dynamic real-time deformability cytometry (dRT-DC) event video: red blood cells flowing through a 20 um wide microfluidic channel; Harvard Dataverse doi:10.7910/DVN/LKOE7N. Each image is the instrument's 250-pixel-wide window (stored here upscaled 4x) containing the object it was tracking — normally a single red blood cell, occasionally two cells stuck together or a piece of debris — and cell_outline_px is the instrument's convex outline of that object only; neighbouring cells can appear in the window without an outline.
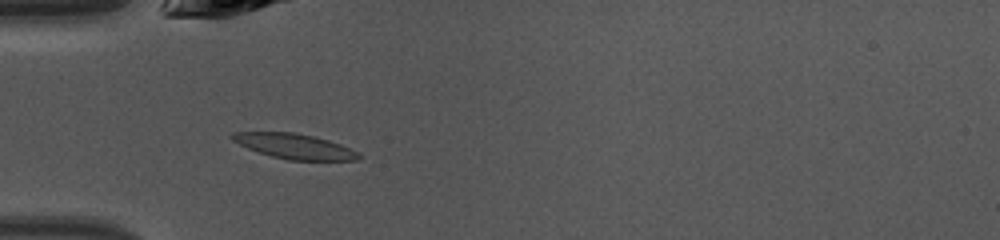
{"species": "common noctule bat (a hibernating species)", "species_latin": "Nyctalus noctula", "temperature_condition": "warm", "stored_images_in_passage": 47, "camera_frame_rate_fps": 3000, "um_per_image_px": 0.085, "animal": {"sex": "female", "body_mass_g": 10.0, "forearm_length_mm": 53.1}, "frame": {"image": 1, "passage_image": 15, "time_ms": 4.667, "image_size_px": [1000, 240], "cell_outline_px": [[360, 156], [356, 160], [288, 160], [272, 156], [248, 148], [232, 140], [228, 136], [232, 132], [292, 132], [316, 136], [340, 144], [360, 152]], "centroid_in_image_um": [25.03, 12.42], "position_along_channel_um": 60.0, "area_um2": 18.44}}
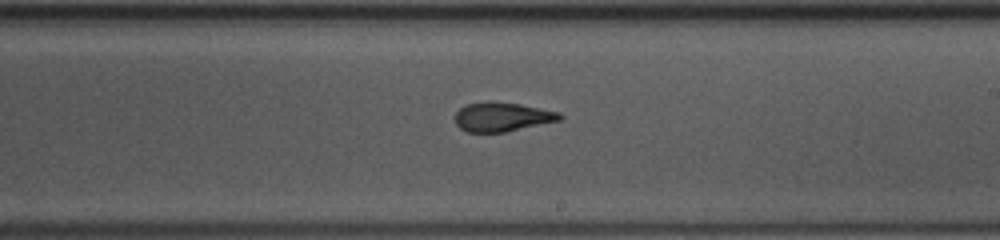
{"frame": {"image": 2, "passage_image": 28, "time_ms": 9.0, "image_size_px": [1000, 240], "cell_outline_px": [[564, 116], [560, 120], [504, 132], [468, 132], [460, 128], [456, 124], [456, 112], [464, 104], [492, 100], [520, 104], [560, 112]], "centroid_in_image_um": [42.67, 9.91], "position_along_channel_um": 246.3, "area_um2": 17.86}}
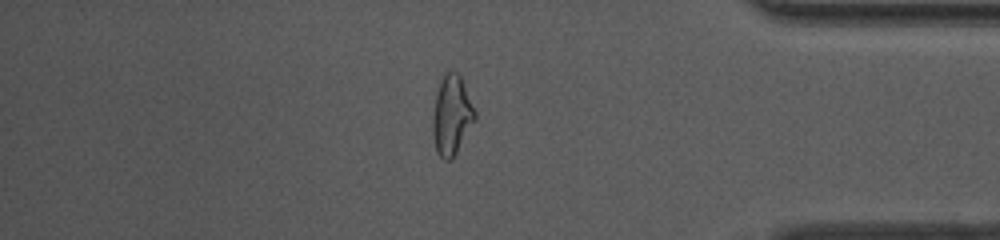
{"frame": {"image": 3, "passage_image": 40, "time_ms": 13.0, "image_size_px": [1000, 240], "cell_outline_px": [[476, 120], [452, 160], [444, 160], [436, 152], [432, 136], [432, 116], [436, 92], [440, 80], [444, 72], [456, 72], [460, 76], [476, 112]], "centroid_in_image_um": [38.37, 9.83], "position_along_channel_um": 396.8, "area_um2": 19.77}, "authors_computed_cell_mechanics": {"area_um2": 18.207, "velocity_mm_per_s": 4.3422, "shape_relaxation_time_tau1_ms": 4.2964, "shape_relaxation_time_tau2_ms": 1.7265, "deformation_change_tau1": 0.1847, "deformation_change_tau2": 0.0962}}